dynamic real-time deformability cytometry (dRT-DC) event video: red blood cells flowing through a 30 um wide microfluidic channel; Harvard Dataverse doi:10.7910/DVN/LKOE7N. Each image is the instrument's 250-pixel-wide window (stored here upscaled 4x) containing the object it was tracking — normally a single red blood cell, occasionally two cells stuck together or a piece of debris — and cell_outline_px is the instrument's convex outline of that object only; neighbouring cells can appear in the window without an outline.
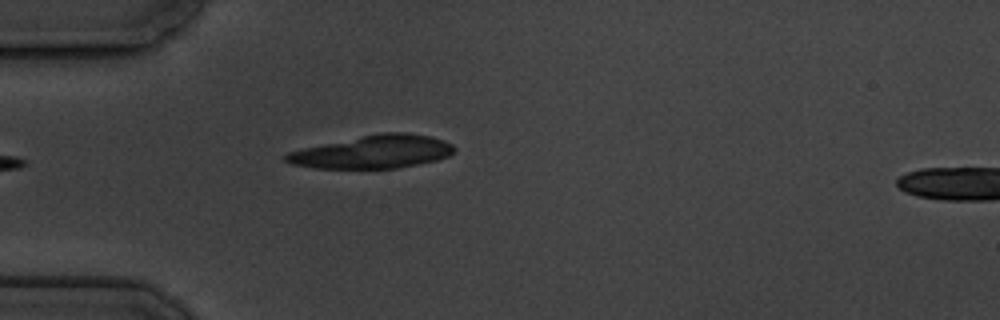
{"species": "common noctule bat (a hibernating species)", "species_latin": "Nyctalus noctula", "temperature_condition": "cold", "stored_images_in_passage": 5, "camera_frame_rate_fps": 3000, "um_per_image_px": 0.085, "animal": {"sex": "male", "body_mass_g": 19.5, "forearm_length_mm": 54.6}, "frame": {"image": 1, "passage_image": 5, "time_ms": 4.333, "image_size_px": [1000, 320], "cell_outline_px": [[456, 148], [448, 156], [436, 160], [396, 168], [312, 168], [292, 164], [284, 160], [284, 156], [288, 152], [304, 148], [380, 132], [408, 132], [428, 136], [444, 140], [452, 144]], "centroid_in_image_um": [31.7, 12.9], "position_along_channel_um": 53.3, "area_um2": 32.08}}